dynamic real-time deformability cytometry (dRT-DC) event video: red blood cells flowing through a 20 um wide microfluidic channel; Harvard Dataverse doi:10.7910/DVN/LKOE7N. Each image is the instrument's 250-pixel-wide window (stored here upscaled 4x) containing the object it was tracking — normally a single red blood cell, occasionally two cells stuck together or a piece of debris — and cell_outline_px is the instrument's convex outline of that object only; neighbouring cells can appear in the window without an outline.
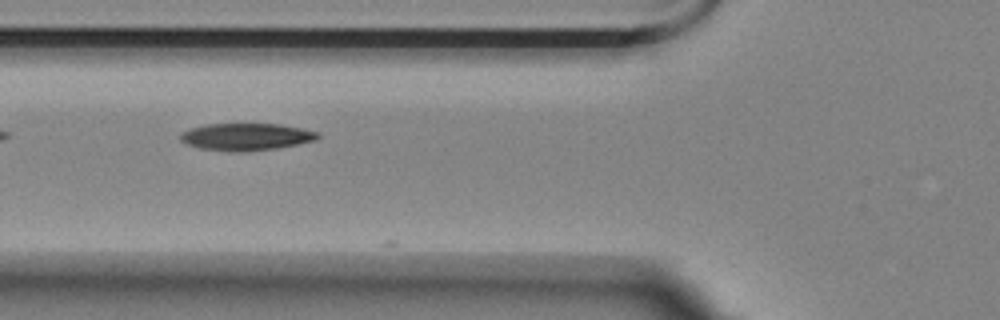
{"species": "Egyptian fruit bat (a non-hibernating species)", "species_latin": "Rousettus aegyptiacus", "temperature_condition": "room temperature", "stored_images_in_passage": 7, "camera_frame_rate_fps": 3000, "um_per_image_px": 0.085, "animal": {"sex": "female"}, "frame": {"image": 1, "passage_image": 6, "time_ms": 1.667, "image_size_px": [1000, 320], "cell_outline_px": [[320, 136], [316, 140], [276, 148], [248, 152], [232, 152], [200, 148], [188, 144], [180, 140], [180, 136], [184, 132], [192, 128], [204, 124], [280, 124], [320, 132]], "centroid_in_image_um": [20.95, 11.63], "position_along_channel_um": 104.9, "area_um2": 21.68}}